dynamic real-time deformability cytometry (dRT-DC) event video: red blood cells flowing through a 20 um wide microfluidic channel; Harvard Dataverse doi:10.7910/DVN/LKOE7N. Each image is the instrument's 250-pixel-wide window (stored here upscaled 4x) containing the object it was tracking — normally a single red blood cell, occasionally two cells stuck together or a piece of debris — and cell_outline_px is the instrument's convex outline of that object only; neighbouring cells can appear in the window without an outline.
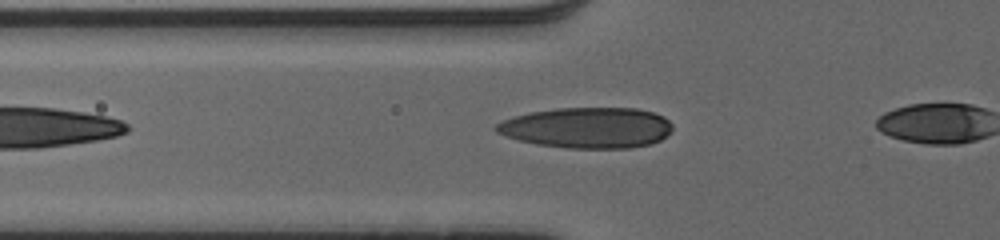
{"species": "human", "species_latin": "Homo sapiens", "temperature_condition": "cold", "stored_images_in_passage": 30, "camera_frame_rate_fps": 3000, "um_per_image_px": 0.085, "donor": {"sex": "male"}, "frame": {"image": 1, "passage_image": 4, "time_ms": 1.0, "image_size_px": [1000, 240], "cell_outline_px": [[672, 128], [660, 140], [652, 144], [628, 148], [568, 148], [536, 144], [520, 140], [496, 132], [492, 128], [496, 124], [504, 120], [516, 116], [532, 112], [556, 108], [636, 108], [652, 112], [664, 116], [672, 124]], "centroid_in_image_um": [49.92, 10.85], "position_along_channel_um": 75.9, "area_um2": 41.67}}
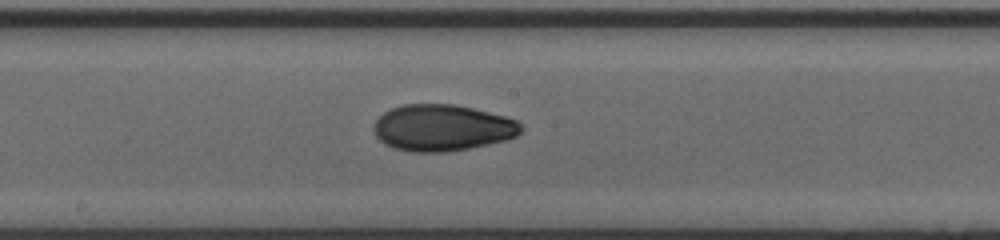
{"frame": {"image": 2, "passage_image": 14, "time_ms": 4.333, "image_size_px": [1000, 240], "cell_outline_px": [[524, 128], [516, 136], [504, 140], [468, 148], [448, 152], [408, 152], [396, 148], [380, 140], [376, 136], [372, 128], [376, 120], [384, 112], [392, 108], [404, 104], [456, 104], [504, 116], [516, 120]], "centroid_in_image_um": [37.58, 10.86], "position_along_channel_um": 210.6, "area_um2": 39.65}}
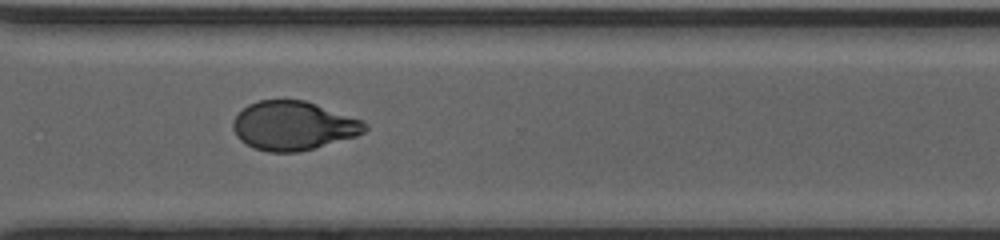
{"frame": {"image": 3, "passage_image": 24, "time_ms": 7.667, "image_size_px": [1000, 240], "cell_outline_px": [[368, 128], [364, 132], [356, 136], [312, 148], [296, 152], [268, 152], [256, 148], [240, 140], [236, 136], [232, 128], [232, 124], [236, 116], [248, 104], [260, 100], [304, 100], [364, 120], [368, 124]], "centroid_in_image_um": [24.95, 10.68], "position_along_channel_um": 345.7, "area_um2": 37.34}}